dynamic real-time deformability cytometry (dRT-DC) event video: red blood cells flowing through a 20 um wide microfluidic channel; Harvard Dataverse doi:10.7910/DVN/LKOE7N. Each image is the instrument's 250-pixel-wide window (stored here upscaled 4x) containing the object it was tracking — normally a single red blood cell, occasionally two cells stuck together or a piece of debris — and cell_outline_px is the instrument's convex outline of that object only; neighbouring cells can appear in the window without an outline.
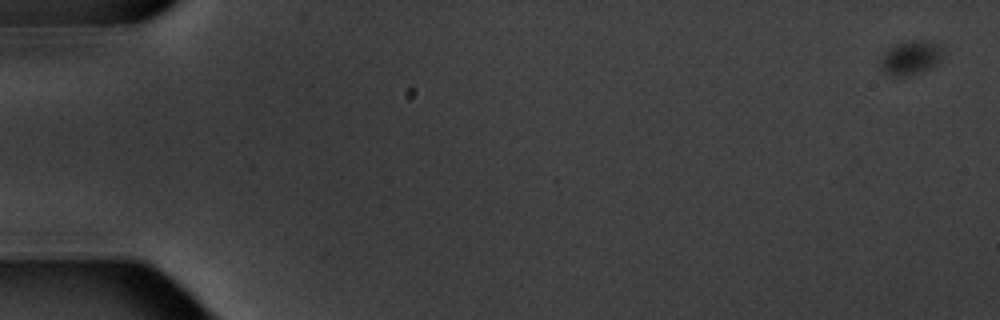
{"species": "common noctule bat (a hibernating species)", "species_latin": "Nyctalus noctula", "temperature_condition": "warm", "stored_images_in_passage": 9, "camera_frame_rate_fps": 3000, "um_per_image_px": 0.085, "animal": {"sex": "male", "body_mass_g": 20.1, "forearm_length_mm": 53.5}, "frame": {"image": 1, "passage_image": 1, "time_ms": 0.0, "image_size_px": [1000, 320], "cell_outline_px": [[940, 60], [932, 68], [904, 76], [892, 76], [884, 72], [880, 68], [880, 60], [884, 52], [892, 44], [908, 40], [924, 40], [936, 44], [940, 52]], "centroid_in_image_um": [77.32, 4.9], "position_along_channel_um": 7.7, "area_um2": 12.25}}
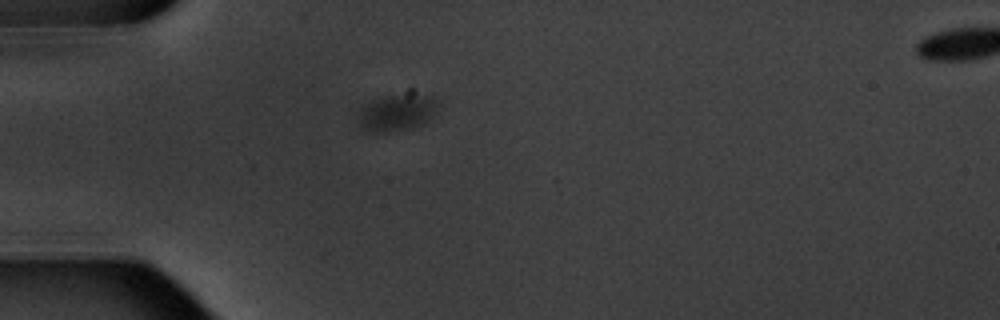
{"frame": {"image": 2, "passage_image": 6, "time_ms": 6.0, "image_size_px": [1000, 320], "cell_outline_px": [[440, 104], [432, 116], [424, 124], [408, 128], [384, 132], [376, 132], [360, 128], [356, 112], [364, 104], [372, 100], [384, 96], [432, 96]], "centroid_in_image_um": [33.68, 9.59], "position_along_channel_um": 51.3, "area_um2": 16.82}}
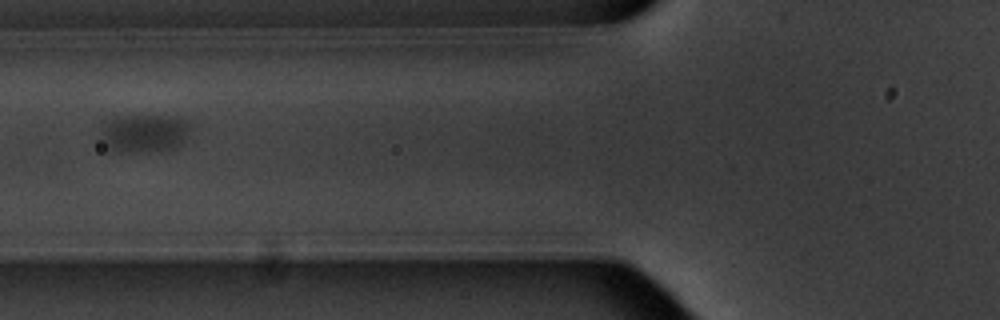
{"frame": {"image": 3, "passage_image": 8, "time_ms": 8.333, "image_size_px": [1000, 320], "cell_outline_px": [[192, 124], [184, 140], [176, 148], [128, 152], [108, 152], [100, 144], [100, 132], [104, 120], [112, 116], [176, 116], [188, 120]], "centroid_in_image_um": [12.16, 11.31], "position_along_channel_um": 113.6, "area_um2": 20.63}}